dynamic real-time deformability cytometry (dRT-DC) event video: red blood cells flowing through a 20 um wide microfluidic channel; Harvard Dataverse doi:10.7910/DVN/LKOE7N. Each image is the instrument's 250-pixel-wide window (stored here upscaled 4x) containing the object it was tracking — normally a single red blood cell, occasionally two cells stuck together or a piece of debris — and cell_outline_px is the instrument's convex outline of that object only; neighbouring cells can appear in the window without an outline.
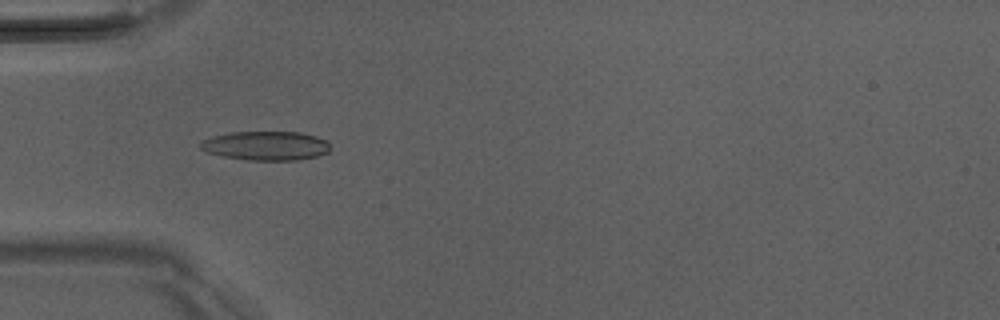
{"species": "Egyptian fruit bat (a non-hibernating species)", "species_latin": "Rousettus aegyptiacus", "temperature_condition": "room temperature", "stored_images_in_passage": 50, "camera_frame_rate_fps": 3000, "um_per_image_px": 0.085, "animal": {"sex": "male"}, "frame": {"image": 1, "passage_image": 15, "time_ms": 4.667, "image_size_px": [1000, 320], "cell_outline_px": [[328, 152], [316, 156], [296, 160], [244, 160], [224, 156], [208, 152], [200, 148], [200, 144], [204, 140], [212, 136], [232, 132], [300, 132], [316, 136], [324, 140], [328, 144]], "centroid_in_image_um": [22.58, 12.38], "position_along_channel_um": 62.4, "area_um2": 21.73}}
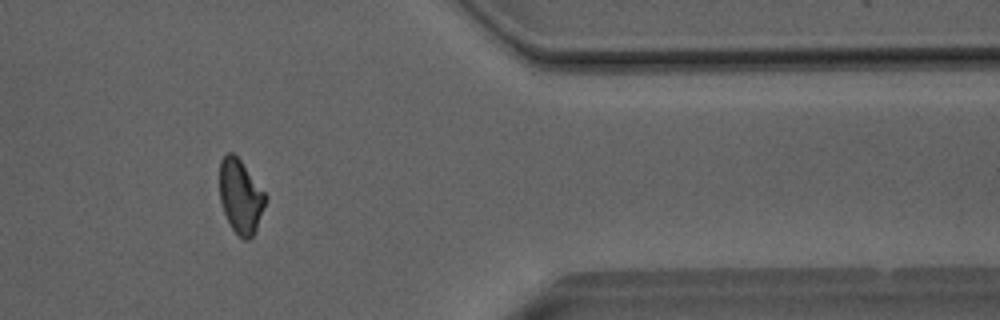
{"frame": {"image": 2, "passage_image": 41, "time_ms": 13.333, "image_size_px": [1000, 320], "cell_outline_px": [[268, 200], [256, 228], [252, 236], [248, 240], [244, 240], [232, 228], [224, 212], [220, 200], [220, 160], [228, 152], [232, 152], [240, 160], [268, 196]], "centroid_in_image_um": [20.46, 16.69], "position_along_channel_um": 390.9, "area_um2": 19.59}}
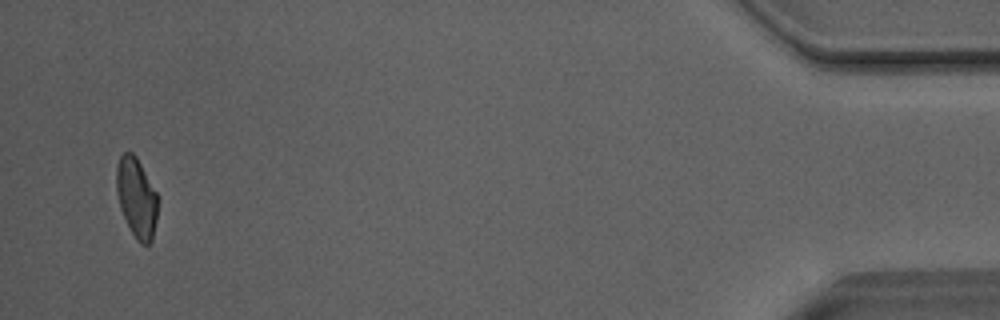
{"frame": {"image": 3, "passage_image": 48, "time_ms": 15.667, "image_size_px": [1000, 320], "cell_outline_px": [[160, 200], [152, 240], [148, 244], [140, 244], [136, 240], [120, 208], [116, 192], [116, 164], [120, 156], [124, 152], [132, 152], [136, 156], [156, 192]], "centroid_in_image_um": [11.61, 16.79], "position_along_channel_um": 423.6, "area_um2": 19.36}, "authors_computed_cell_mechanics": {"area_um2": 20.4034, "velocity_mm_per_s": 4.0598, "shape_relaxation_time_tau1_ms": 7.1881, "shape_relaxation_time_tau2_ms": 2.2062, "deformation_change_tau1": 0.1813, "deformation_change_tau2": 0.088}}